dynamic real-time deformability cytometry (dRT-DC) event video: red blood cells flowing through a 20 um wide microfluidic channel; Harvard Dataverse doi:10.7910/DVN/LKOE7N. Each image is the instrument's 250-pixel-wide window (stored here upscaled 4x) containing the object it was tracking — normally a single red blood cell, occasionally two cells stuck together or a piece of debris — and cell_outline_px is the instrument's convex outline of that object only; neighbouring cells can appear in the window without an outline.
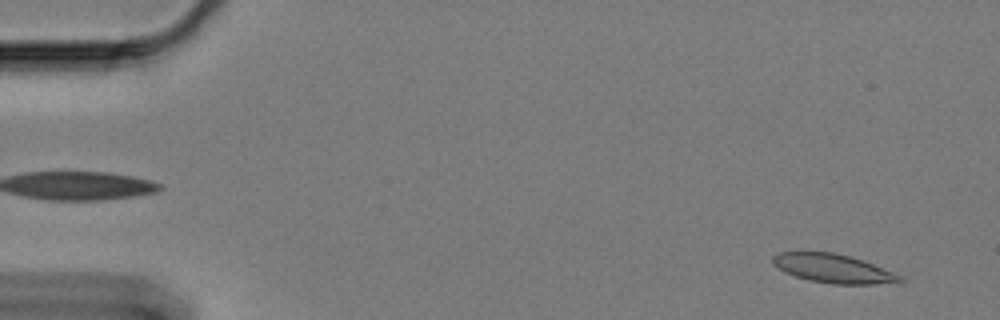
{"species": "Egyptian fruit bat (a non-hibernating species)", "species_latin": "Rousettus aegyptiacus", "temperature_condition": "cold", "stored_images_in_passage": 59, "camera_frame_rate_fps": 3000, "um_per_image_px": 0.085, "animal": {"sex": "female"}, "frame": {"image": 1, "passage_image": 3, "time_ms": 0.667, "image_size_px": [1000, 320], "cell_outline_px": [[904, 280], [900, 284], [832, 284], [808, 280], [784, 272], [772, 264], [772, 256], [780, 252], [832, 252], [848, 256], [872, 264], [900, 276]], "centroid_in_image_um": [70.8, 22.84], "position_along_channel_um": 14.2, "area_um2": 21.21}}
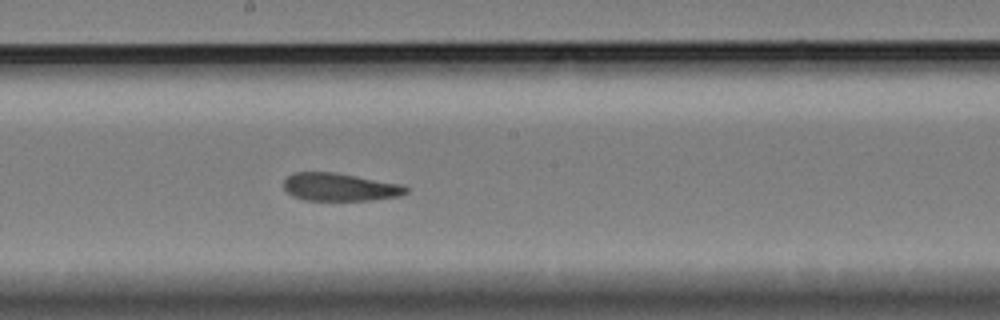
{"frame": {"image": 2, "passage_image": 32, "time_ms": 10.333, "image_size_px": [1000, 320], "cell_outline_px": [[408, 192], [400, 196], [372, 200], [304, 200], [292, 196], [284, 188], [284, 180], [292, 172], [332, 172], [400, 184], [408, 188]], "centroid_in_image_um": [28.86, 15.91], "position_along_channel_um": 219.3, "area_um2": 19.71}}
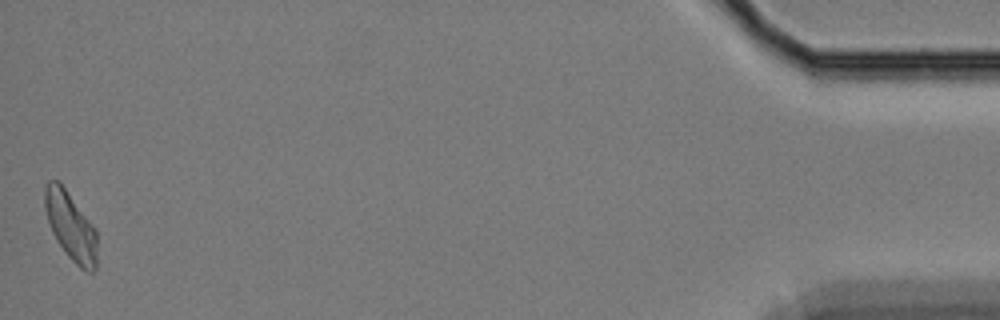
{"frame": {"image": 3, "passage_image": 59, "time_ms": 19.333, "image_size_px": [1000, 320], "cell_outline_px": [[96, 268], [92, 272], [88, 272], [80, 268], [68, 256], [56, 240], [52, 232], [44, 208], [44, 188], [48, 180], [60, 180], [96, 228]], "centroid_in_image_um": [6.0, 19.18], "position_along_channel_um": 429.2, "area_um2": 21.04}, "authors_computed_cell_mechanics": {"area_um2": 21.097, "velocity_mm_per_s": 3.3093, "shape_relaxation_time_tau1_ms": null, "shape_relaxation_time_tau2_ms": 2.7553, "deformation_change_tau1": null, "deformation_change_tau2": 0.0888}}